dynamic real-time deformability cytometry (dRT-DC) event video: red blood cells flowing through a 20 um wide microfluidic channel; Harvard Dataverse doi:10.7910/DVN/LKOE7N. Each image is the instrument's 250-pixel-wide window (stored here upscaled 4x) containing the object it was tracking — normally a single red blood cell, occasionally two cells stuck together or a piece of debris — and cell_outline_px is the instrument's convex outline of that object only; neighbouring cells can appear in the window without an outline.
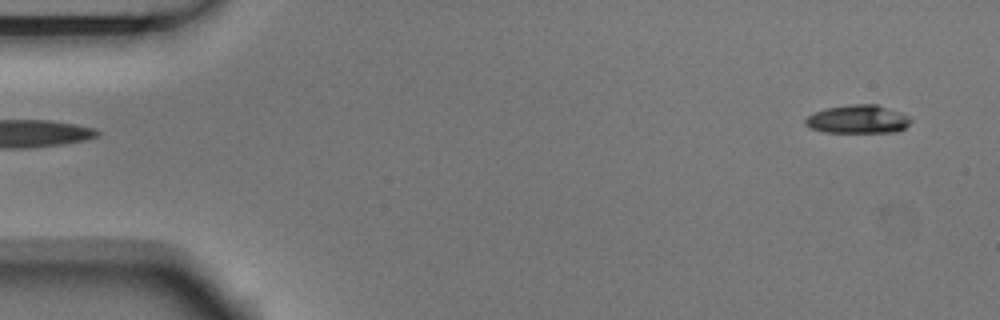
{"species": "Egyptian fruit bat (a non-hibernating species)", "species_latin": "Rousettus aegyptiacus", "temperature_condition": "room temperature", "stored_images_in_passage": 5, "segment_of_instrument_passage": [2, 2], "camera_frame_rate_fps": 3000, "um_per_image_px": 0.085, "animal": {"sex": "male"}, "frame": {"image": 1, "passage_image": 5, "time_ms": 1.333, "image_size_px": [1000, 320], "cell_outline_px": [[912, 120], [904, 128], [896, 132], [824, 132], [812, 128], [804, 124], [804, 120], [808, 116], [816, 112], [828, 108], [848, 104], [876, 104], [900, 112], [908, 116]], "centroid_in_image_um": [72.92, 10.13], "position_along_channel_um": 12.1, "area_um2": 17.28}}